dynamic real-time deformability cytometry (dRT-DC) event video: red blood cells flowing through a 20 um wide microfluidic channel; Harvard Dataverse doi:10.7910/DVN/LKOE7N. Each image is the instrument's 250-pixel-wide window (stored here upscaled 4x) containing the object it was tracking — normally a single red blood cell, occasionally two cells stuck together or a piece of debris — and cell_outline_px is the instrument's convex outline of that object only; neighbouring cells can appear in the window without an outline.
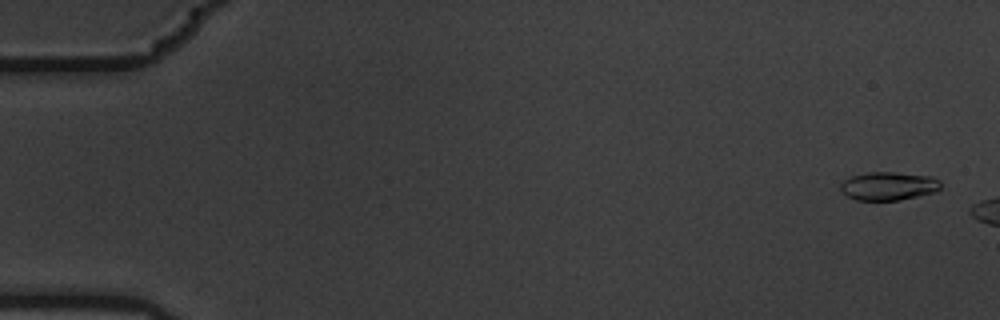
{"species": "common noctule bat (a hibernating species)", "species_latin": "Nyctalus noctula", "temperature_condition": "warm", "stored_images_in_passage": 2, "camera_frame_rate_fps": 3000, "um_per_image_px": 0.085, "animal": {"sex": "male", "body_mass_g": 19.5, "forearm_length_mm": 54.6}, "frame": {"image": 1, "passage_image": 1, "time_ms": 0.0, "image_size_px": [1000, 320], "cell_outline_px": [[940, 188], [936, 192], [900, 200], [856, 200], [848, 196], [840, 188], [840, 184], [844, 180], [852, 176], [868, 172], [892, 172], [932, 176], [940, 180]], "centroid_in_image_um": [75.55, 15.81], "position_along_channel_um": 9.5, "area_um2": 16.53}}